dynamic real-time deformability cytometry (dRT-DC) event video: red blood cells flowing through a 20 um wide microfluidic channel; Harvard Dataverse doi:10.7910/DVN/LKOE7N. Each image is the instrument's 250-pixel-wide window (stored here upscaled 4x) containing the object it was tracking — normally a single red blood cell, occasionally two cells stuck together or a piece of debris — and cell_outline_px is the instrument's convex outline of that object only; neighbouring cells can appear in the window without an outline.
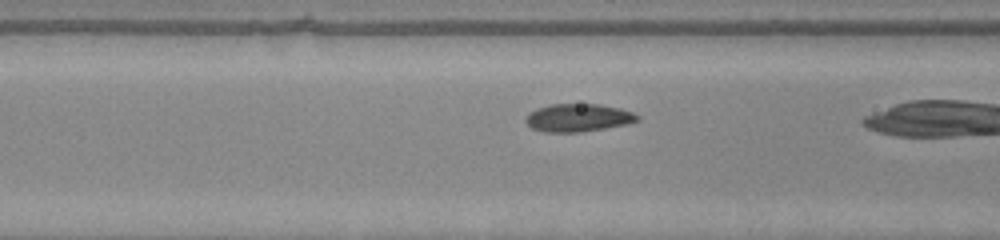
{"species": "common noctule bat (a hibernating species)", "species_latin": "Nyctalus noctula", "temperature_condition": "warm", "stored_images_in_passage": 15, "camera_frame_rate_fps": 3000, "um_per_image_px": 0.085, "animal": {"sex": "male", "body_mass_g": 20.0, "forearm_length_mm": 53.3}, "frame": {"image": 1, "passage_image": 13, "time_ms": 4.0, "image_size_px": [1000, 240], "cell_outline_px": [[640, 120], [628, 124], [580, 132], [544, 132], [532, 128], [524, 120], [524, 116], [528, 112], [536, 108], [552, 104], [600, 104], [620, 108], [632, 112], [640, 116]], "centroid_in_image_um": [49.13, 10.0], "position_along_channel_um": 117.5, "area_um2": 18.32}}